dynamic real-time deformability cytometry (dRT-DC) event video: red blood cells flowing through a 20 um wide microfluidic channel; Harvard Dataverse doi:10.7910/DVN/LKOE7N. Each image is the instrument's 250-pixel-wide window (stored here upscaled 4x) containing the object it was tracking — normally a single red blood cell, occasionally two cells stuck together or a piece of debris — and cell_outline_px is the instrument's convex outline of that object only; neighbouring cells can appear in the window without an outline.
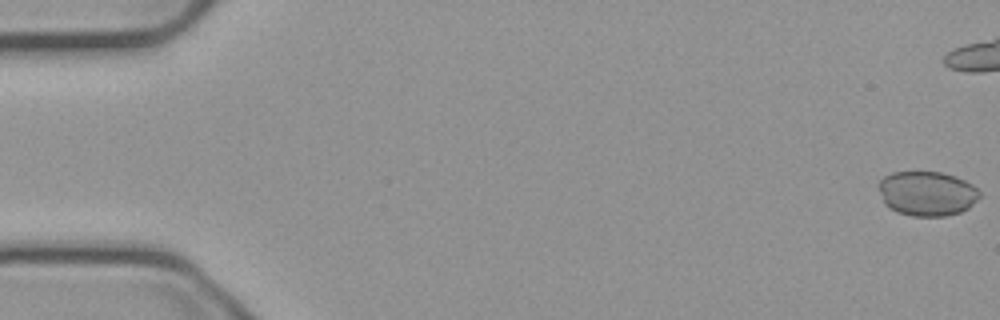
{"species": "common noctule bat (a hibernating species)", "species_latin": "Nyctalus noctula", "temperature_condition": "cold", "stored_images_in_passage": 44, "camera_frame_rate_fps": 3000, "um_per_image_px": 0.085, "animal": {"sex": "male", "body_mass_g": 23.1, "forearm_length_mm": 52.7}, "frame": {"image": 1, "passage_image": 1, "time_ms": 0.0, "image_size_px": [1000, 320], "cell_outline_px": [[980, 196], [968, 208], [960, 212], [944, 216], [912, 216], [896, 212], [888, 208], [884, 204], [876, 184], [884, 176], [892, 172], [940, 172], [956, 176], [972, 184], [980, 192]], "centroid_in_image_um": [78.75, 16.45], "position_along_channel_um": 6.2, "area_um2": 26.47}}
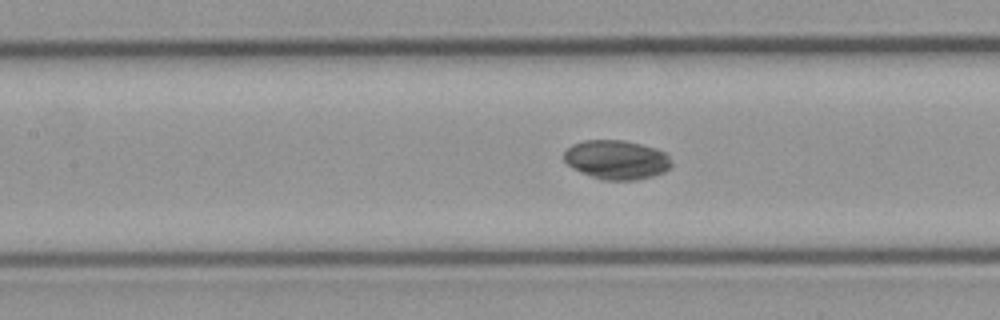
{"frame": {"image": 2, "passage_image": 25, "time_ms": 8.0, "image_size_px": [1000, 320], "cell_outline_px": [[672, 168], [664, 172], [652, 176], [636, 180], [600, 180], [580, 172], [572, 168], [564, 160], [564, 152], [572, 144], [584, 140], [624, 140], [656, 148], [664, 152], [672, 160]], "centroid_in_image_um": [52.42, 13.58], "position_along_channel_um": 155.0, "area_um2": 24.74}}
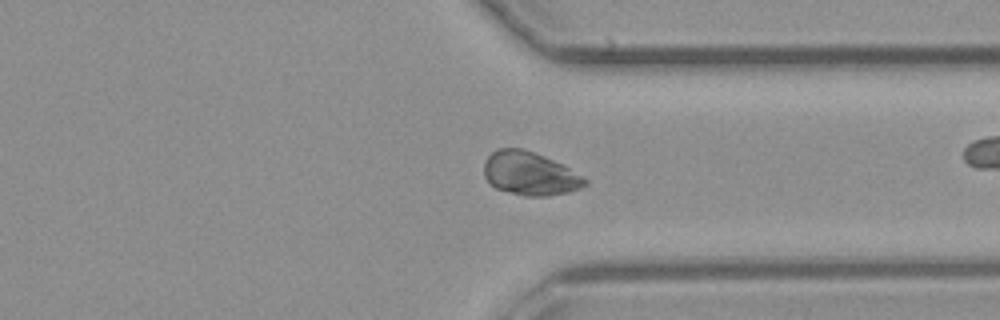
{"frame": {"image": 3, "passage_image": 42, "time_ms": 13.667, "image_size_px": [1000, 320], "cell_outline_px": [[588, 184], [580, 188], [568, 192], [548, 196], [524, 196], [496, 188], [484, 176], [484, 160], [496, 148], [524, 148], [544, 156], [568, 168], [588, 180]], "centroid_in_image_um": [45.01, 14.75], "position_along_channel_um": 366.4, "area_um2": 25.37}}